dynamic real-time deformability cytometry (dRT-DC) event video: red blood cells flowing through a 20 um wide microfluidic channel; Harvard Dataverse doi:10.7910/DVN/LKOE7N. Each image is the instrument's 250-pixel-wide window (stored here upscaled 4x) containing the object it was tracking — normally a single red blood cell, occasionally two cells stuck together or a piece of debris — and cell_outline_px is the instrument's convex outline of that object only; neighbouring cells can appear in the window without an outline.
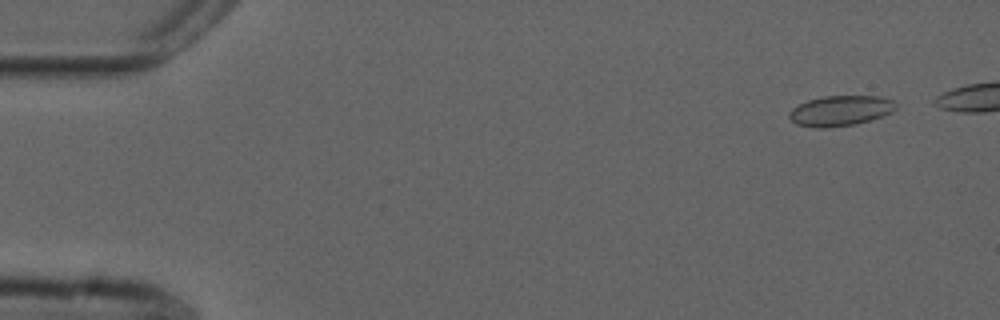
{"species": "common noctule bat (a hibernating species)", "species_latin": "Nyctalus noctula", "temperature_condition": "cold", "stored_images_in_passage": 46, "camera_frame_rate_fps": 3000, "um_per_image_px": 0.085, "animal": {"sex": "male", "forearm_length_mm": 52.5}, "frame": {"image": 1, "passage_image": 2, "time_ms": 0.333, "image_size_px": [1000, 320], "cell_outline_px": [[896, 108], [892, 112], [884, 116], [856, 124], [824, 128], [816, 128], [796, 124], [788, 116], [788, 112], [792, 108], [808, 100], [824, 96], [880, 96], [892, 100], [896, 104]], "centroid_in_image_um": [71.44, 9.41], "position_along_channel_um": 13.6, "area_um2": 18.9}}
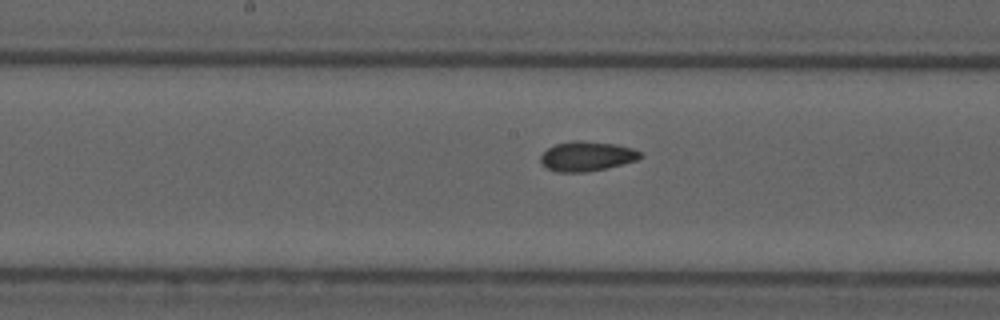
{"frame": {"image": 2, "passage_image": 26, "time_ms": 8.333, "image_size_px": [1000, 320], "cell_outline_px": [[644, 156], [636, 160], [608, 168], [584, 172], [556, 172], [548, 168], [540, 160], [540, 156], [548, 148], [556, 144], [576, 140], [580, 140], [616, 144], [632, 148], [640, 152]], "centroid_in_image_um": [49.9, 13.28], "position_along_channel_um": 198.3, "area_um2": 17.17}}
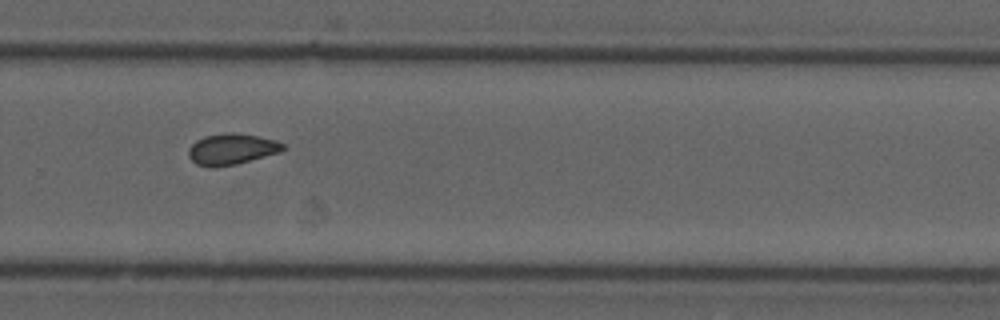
{"frame": {"image": 3, "passage_image": 35, "time_ms": 11.333, "image_size_px": [1000, 320], "cell_outline_px": [[288, 148], [280, 152], [236, 164], [216, 168], [208, 168], [196, 164], [188, 156], [188, 148], [196, 140], [204, 136], [224, 132], [232, 132], [256, 136], [276, 140], [284, 144]], "centroid_in_image_um": [19.67, 12.68], "position_along_channel_um": 310.1, "area_um2": 17.34}, "authors_computed_cell_mechanics": {"area_um2": 17.3111, "velocity_mm_per_s": 3.7427, "shape_relaxation_time_tau1_ms": null, "shape_relaxation_time_tau2_ms": 3.6765, "deformation_change_tau1": null, "deformation_change_tau2": 0.0731}}